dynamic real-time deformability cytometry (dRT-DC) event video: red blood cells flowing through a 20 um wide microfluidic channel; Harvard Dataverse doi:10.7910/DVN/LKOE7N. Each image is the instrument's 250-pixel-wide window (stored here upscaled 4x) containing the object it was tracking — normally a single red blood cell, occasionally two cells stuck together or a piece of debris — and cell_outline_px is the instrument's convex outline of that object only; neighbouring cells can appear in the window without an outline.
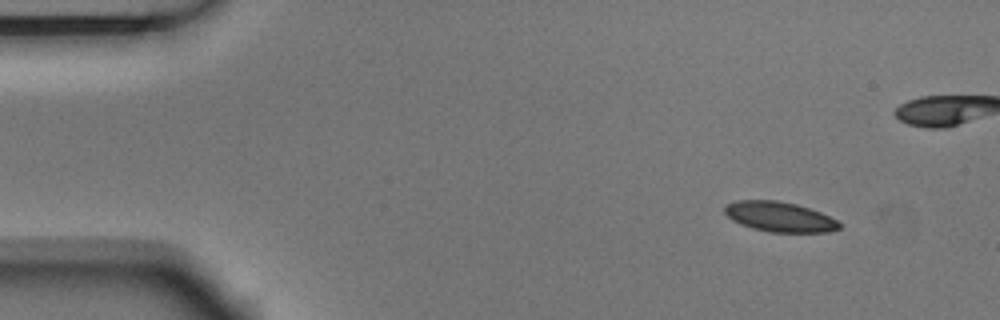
{"species": "Egyptian fruit bat (a non-hibernating species)", "species_latin": "Rousettus aegyptiacus", "temperature_condition": "room temperature", "stored_images_in_passage": 5, "camera_frame_rate_fps": 3000, "um_per_image_px": 0.085, "animal": {"sex": "male"}, "frame": {"image": 1, "passage_image": 1, "time_ms": 0.0, "image_size_px": [1000, 320], "cell_outline_px": [[840, 228], [828, 232], [768, 232], [752, 228], [740, 224], [732, 220], [724, 212], [724, 204], [736, 200], [776, 200], [796, 204], [820, 212], [836, 220], [840, 224]], "centroid_in_image_um": [66.21, 18.42], "position_along_channel_um": 18.8, "area_um2": 20.06}}
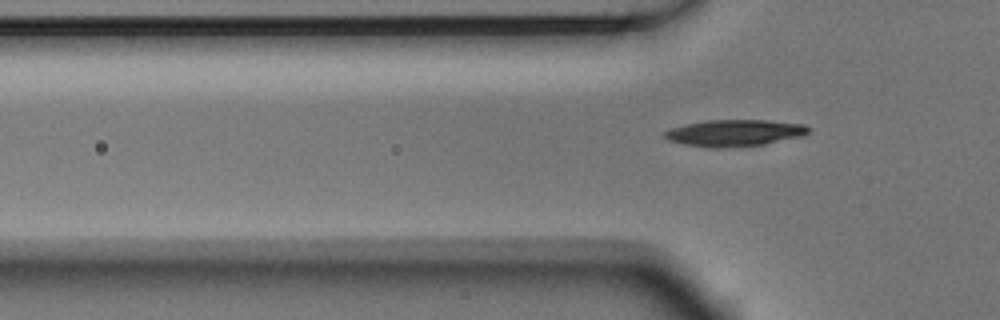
{"frame": {"image": 2, "passage_image": 5, "time_ms": 1.333, "image_size_px": [1000, 320], "cell_outline_px": [[808, 132], [804, 136], [764, 144], [716, 148], [712, 148], [684, 144], [668, 140], [660, 136], [664, 132], [672, 128], [684, 124], [704, 120], [768, 120], [804, 124], [808, 128]], "centroid_in_image_um": [62.4, 11.29], "position_along_channel_um": 63.4, "area_um2": 22.37}}